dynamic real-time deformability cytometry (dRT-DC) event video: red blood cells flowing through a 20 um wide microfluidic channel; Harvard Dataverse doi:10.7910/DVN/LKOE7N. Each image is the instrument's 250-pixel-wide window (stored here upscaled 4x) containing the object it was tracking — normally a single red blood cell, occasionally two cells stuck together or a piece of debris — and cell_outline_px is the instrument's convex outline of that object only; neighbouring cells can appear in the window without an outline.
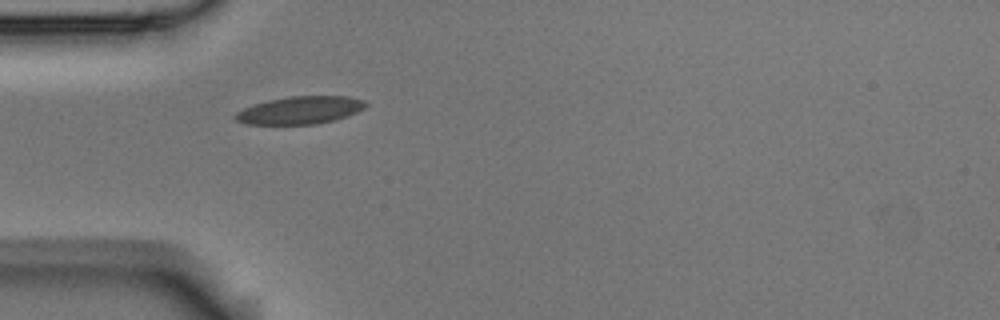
{"species": "Egyptian fruit bat (a non-hibernating species)", "species_latin": "Rousettus aegyptiacus", "temperature_condition": "room temperature", "stored_images_in_passage": 1, "camera_frame_rate_fps": 3000, "um_per_image_px": 0.085, "animal": {"sex": "male"}, "frame": {"image": 1, "passage_image": 1, "time_ms": 0.0, "image_size_px": [1000, 320], "cell_outline_px": [[368, 104], [364, 108], [348, 116], [316, 124], [248, 124], [236, 120], [232, 116], [236, 112], [244, 108], [268, 100], [292, 96], [348, 96], [364, 100]], "centroid_in_image_um": [25.52, 9.36], "position_along_channel_um": 59.5, "area_um2": 20.87}}